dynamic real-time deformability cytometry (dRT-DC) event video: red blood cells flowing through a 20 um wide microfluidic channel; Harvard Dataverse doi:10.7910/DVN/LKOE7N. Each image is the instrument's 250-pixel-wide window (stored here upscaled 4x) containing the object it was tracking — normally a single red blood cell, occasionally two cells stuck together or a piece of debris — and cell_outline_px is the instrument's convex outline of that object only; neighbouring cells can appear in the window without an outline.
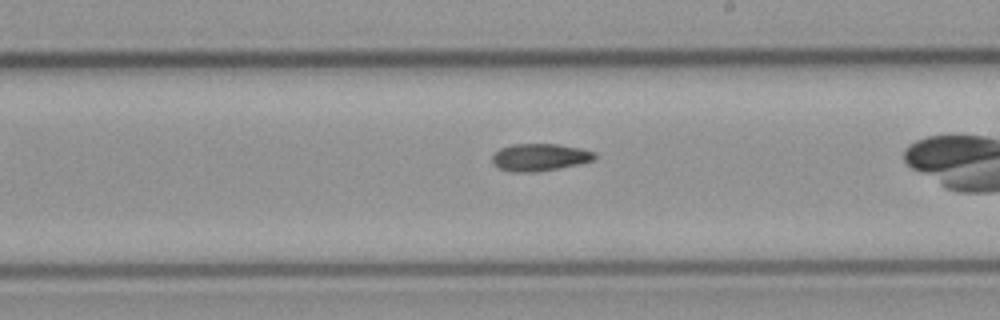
{"species": "common noctule bat (a hibernating species)", "species_latin": "Nyctalus noctula", "temperature_condition": "cold", "stored_images_in_passage": 39, "camera_frame_rate_fps": 3000, "um_per_image_px": 0.085, "animal": {"sex": "male", "body_mass_g": 23.1, "forearm_length_mm": 52.7}, "frame": {"image": 1, "passage_image": 28, "time_ms": 9.0, "image_size_px": [1000, 320], "cell_outline_px": [[596, 156], [592, 160], [576, 164], [556, 168], [528, 172], [512, 172], [500, 168], [492, 160], [492, 156], [500, 148], [512, 144], [556, 144], [580, 148], [596, 152]], "centroid_in_image_um": [45.86, 13.35], "position_along_channel_um": 243.1, "area_um2": 15.9}}
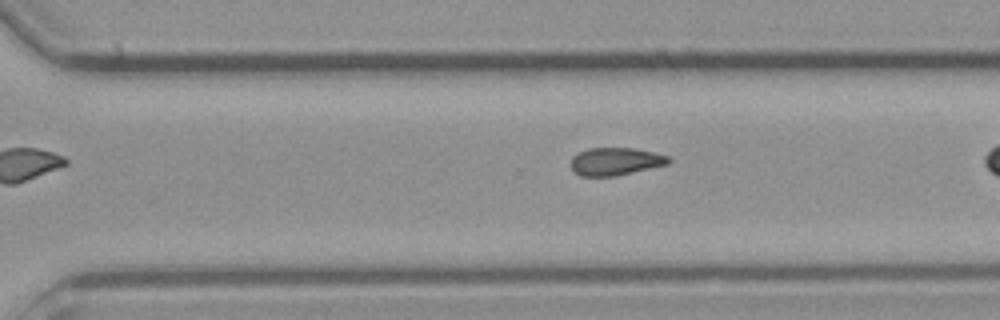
{"frame": {"image": 2, "passage_image": 34, "time_ms": 11.0, "image_size_px": [1000, 320], "cell_outline_px": [[672, 160], [668, 164], [616, 176], [580, 176], [572, 172], [568, 164], [572, 156], [588, 148], [632, 148], [652, 152], [668, 156]], "centroid_in_image_um": [52.24, 13.73], "position_along_channel_um": 318.4, "area_um2": 15.95}}